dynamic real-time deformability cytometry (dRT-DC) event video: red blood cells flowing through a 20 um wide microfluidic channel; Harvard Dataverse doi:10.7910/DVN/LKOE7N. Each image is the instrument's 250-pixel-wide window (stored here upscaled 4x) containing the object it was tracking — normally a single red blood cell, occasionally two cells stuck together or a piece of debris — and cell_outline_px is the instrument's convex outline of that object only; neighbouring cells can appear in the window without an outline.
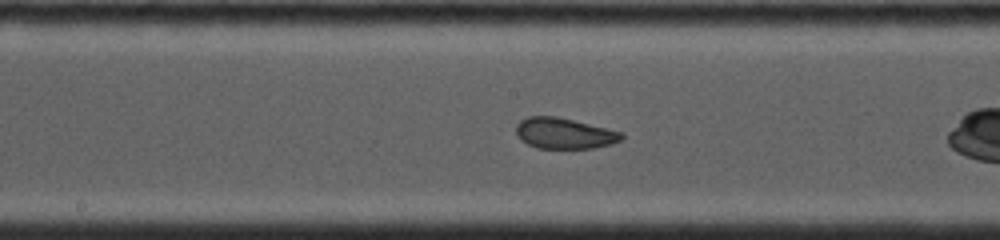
{"species": "common noctule bat (a hibernating species)", "species_latin": "Nyctalus noctula", "temperature_condition": "cold", "stored_images_in_passage": 20, "camera_frame_rate_fps": 4500, "um_per_image_px": 0.085, "animal": {"sex": "female", "body_mass_g": 19.0, "forearm_length_mm": 53.3}, "frame": {"image": 1, "passage_image": 9, "time_ms": 3.333, "image_size_px": [1000, 240], "cell_outline_px": [[624, 136], [620, 140], [612, 144], [592, 148], [536, 148], [520, 140], [516, 132], [516, 124], [520, 120], [528, 116], [556, 116], [624, 132]], "centroid_in_image_um": [47.95, 11.33], "position_along_channel_um": 200.2, "area_um2": 19.02}}
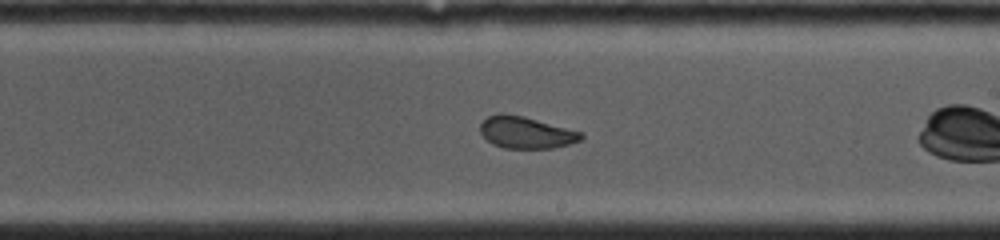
{"frame": {"image": 2, "passage_image": 12, "time_ms": 4.444, "image_size_px": [1000, 240], "cell_outline_px": [[584, 136], [580, 140], [568, 144], [552, 148], [504, 148], [492, 144], [480, 132], [480, 124], [488, 116], [500, 112], [504, 112], [524, 116], [584, 132]], "centroid_in_image_um": [44.71, 11.24], "position_along_channel_um": 244.3, "area_um2": 18.84}}
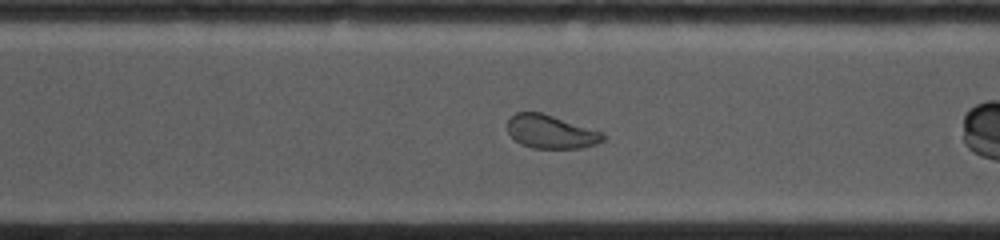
{"frame": {"image": 3, "passage_image": 17, "time_ms": 6.444, "image_size_px": [1000, 240], "cell_outline_px": [[604, 140], [596, 144], [580, 148], [532, 148], [520, 144], [508, 132], [508, 120], [516, 112], [540, 112], [604, 132]], "centroid_in_image_um": [46.83, 11.2], "position_along_channel_um": 323.8, "area_um2": 18.5}}